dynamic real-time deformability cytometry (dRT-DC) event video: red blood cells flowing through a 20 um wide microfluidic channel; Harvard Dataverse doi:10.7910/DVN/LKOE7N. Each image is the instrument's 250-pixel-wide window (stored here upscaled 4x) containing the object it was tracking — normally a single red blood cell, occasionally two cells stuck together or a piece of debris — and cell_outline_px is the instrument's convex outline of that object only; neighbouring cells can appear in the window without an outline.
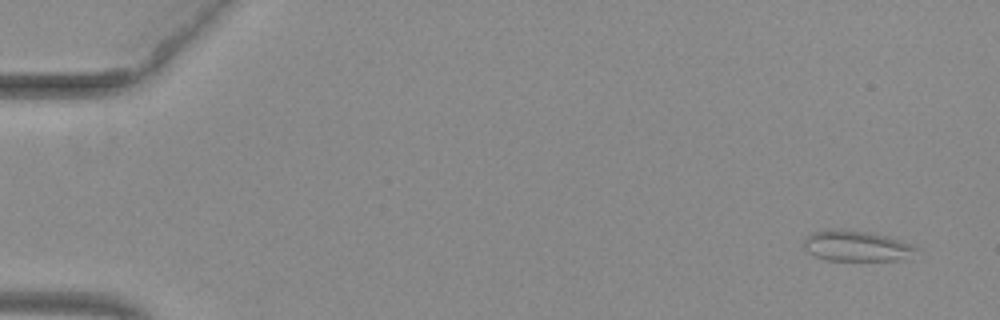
{"species": "common noctule bat (a hibernating species)", "species_latin": "Nyctalus noctula", "temperature_condition": "warm", "stored_images_in_passage": 52, "camera_frame_rate_fps": 3000, "um_per_image_px": 0.085, "animal": {"sex": "female", "body_mass_g": 29.2, "forearm_length_mm": 56.3}, "frame": {"image": 1, "passage_image": 2, "time_ms": 0.333, "image_size_px": [1000, 320], "cell_outline_px": [[924, 252], [896, 260], [828, 260], [816, 256], [808, 252], [804, 248], [804, 236], [812, 232], [828, 228], [844, 228], [868, 232], [884, 236], [920, 248]], "centroid_in_image_um": [72.77, 20.89], "position_along_channel_um": 12.2, "area_um2": 20.23}}
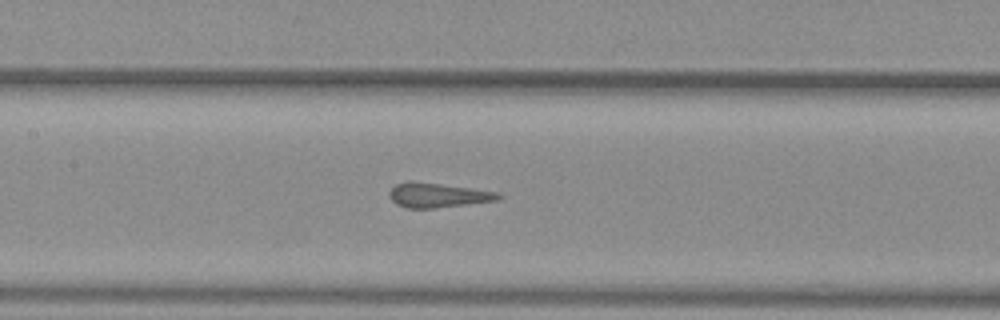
{"frame": {"image": 2, "passage_image": 25, "time_ms": 8.0, "image_size_px": [1000, 320], "cell_outline_px": [[504, 196], [500, 200], [432, 208], [408, 208], [396, 204], [388, 196], [388, 192], [396, 184], [408, 180], [412, 180], [500, 192]], "centroid_in_image_um": [37.22, 16.58], "position_along_channel_um": 170.2, "area_um2": 15.72}}
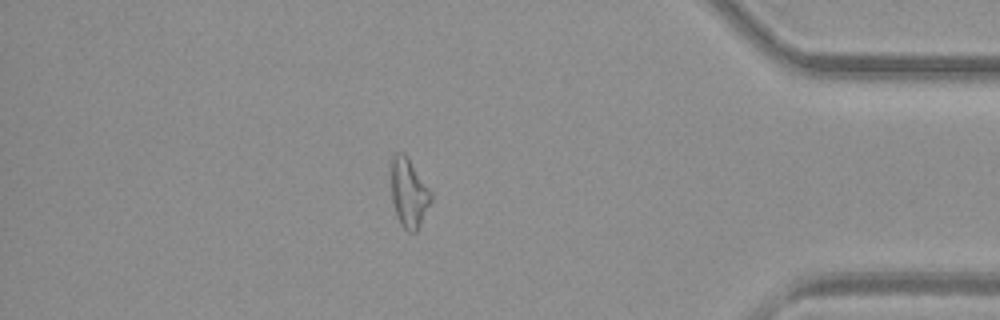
{"frame": {"image": 3, "passage_image": 45, "time_ms": 14.667, "image_size_px": [1000, 320], "cell_outline_px": [[432, 200], [416, 232], [408, 232], [400, 224], [396, 216], [392, 200], [392, 156], [396, 152], [404, 152], [432, 192]], "centroid_in_image_um": [34.76, 16.41], "position_along_channel_um": 400.4, "area_um2": 15.9}}